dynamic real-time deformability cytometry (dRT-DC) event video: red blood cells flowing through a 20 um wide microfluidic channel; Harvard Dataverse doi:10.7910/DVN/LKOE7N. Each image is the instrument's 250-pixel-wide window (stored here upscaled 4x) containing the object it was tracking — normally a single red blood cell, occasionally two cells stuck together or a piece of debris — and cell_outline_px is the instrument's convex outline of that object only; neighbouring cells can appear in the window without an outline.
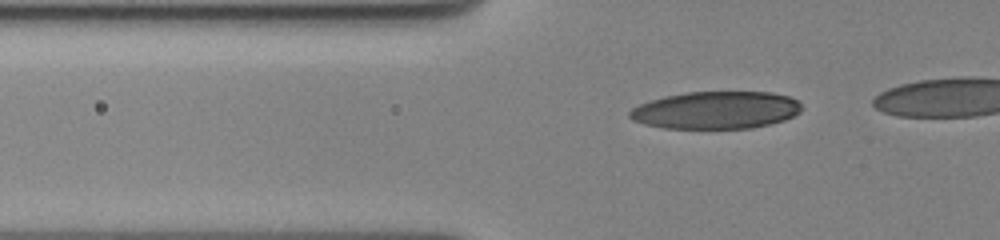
{"species": "human", "species_latin": "Homo sapiens", "temperature_condition": "cold", "stored_images_in_passage": 38, "camera_frame_rate_fps": 3000, "um_per_image_px": 0.085, "donor": {"sex": "female"}, "frame": {"image": 1, "passage_image": 6, "time_ms": 1.667, "image_size_px": [1000, 240], "cell_outline_px": [[800, 112], [784, 120], [752, 128], [664, 128], [644, 124], [632, 120], [628, 116], [628, 112], [632, 108], [640, 104], [664, 96], [688, 92], [772, 92], [788, 96], [796, 100], [800, 104]], "centroid_in_image_um": [60.83, 9.36], "position_along_channel_um": 65.0, "area_um2": 37.4}}
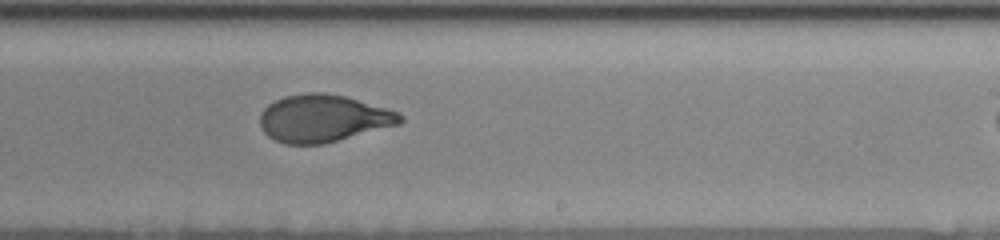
{"frame": {"image": 2, "passage_image": 24, "time_ms": 7.667, "image_size_px": [1000, 240], "cell_outline_px": [[404, 120], [400, 124], [324, 144], [284, 144], [268, 136], [264, 132], [260, 124], [260, 116], [264, 108], [268, 104], [284, 96], [308, 92], [324, 92], [344, 96], [400, 112]], "centroid_in_image_um": [27.47, 10.06], "position_along_channel_um": 261.5, "area_um2": 38.67}}
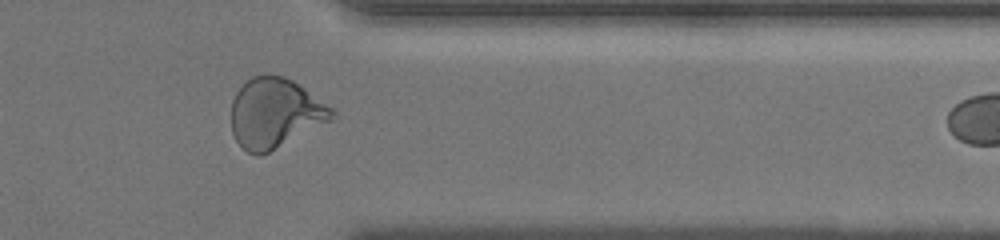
{"frame": {"image": 3, "passage_image": 35, "time_ms": 11.333, "image_size_px": [1000, 240], "cell_outline_px": [[336, 112], [332, 120], [260, 156], [256, 156], [248, 152], [236, 140], [232, 132], [232, 100], [236, 92], [252, 76], [284, 76], [292, 80], [304, 88], [332, 108]], "centroid_in_image_um": [23.37, 9.63], "position_along_channel_um": 388.0, "area_um2": 40.29}}